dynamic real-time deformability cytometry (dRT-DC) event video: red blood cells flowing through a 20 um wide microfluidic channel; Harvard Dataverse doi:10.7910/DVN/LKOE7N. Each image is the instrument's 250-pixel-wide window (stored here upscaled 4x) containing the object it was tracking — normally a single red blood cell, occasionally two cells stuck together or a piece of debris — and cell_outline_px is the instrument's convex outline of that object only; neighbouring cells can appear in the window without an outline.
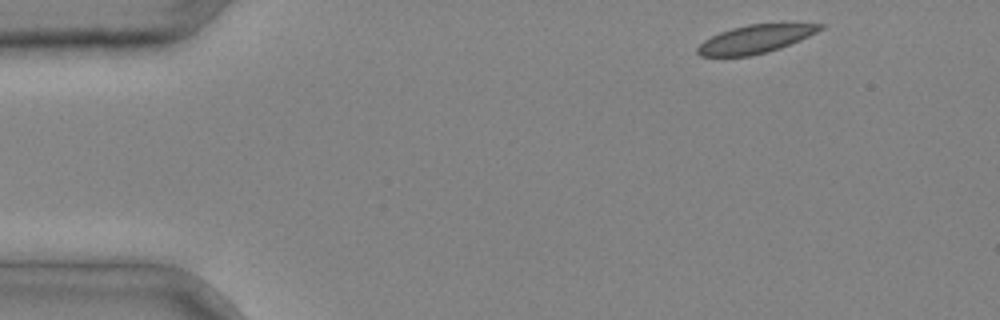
{"species": "common noctule bat (a hibernating species)", "species_latin": "Nyctalus noctula", "temperature_condition": "cold", "stored_images_in_passage": 4, "segment_of_instrument_passage": [2, 2], "camera_frame_rate_fps": 3000, "um_per_image_px": 0.085, "animal": {"sex": "male", "body_mass_g": 20.4}, "frame": {"image": 1, "passage_image": 4, "time_ms": 1.0, "image_size_px": [1000, 320], "cell_outline_px": [[828, 24], [824, 28], [800, 40], [780, 48], [768, 52], [748, 56], [700, 56], [696, 52], [696, 48], [704, 40], [720, 32], [732, 28], [748, 24]], "centroid_in_image_um": [64.19, 3.33], "position_along_channel_um": 20.8, "area_um2": 19.94}}